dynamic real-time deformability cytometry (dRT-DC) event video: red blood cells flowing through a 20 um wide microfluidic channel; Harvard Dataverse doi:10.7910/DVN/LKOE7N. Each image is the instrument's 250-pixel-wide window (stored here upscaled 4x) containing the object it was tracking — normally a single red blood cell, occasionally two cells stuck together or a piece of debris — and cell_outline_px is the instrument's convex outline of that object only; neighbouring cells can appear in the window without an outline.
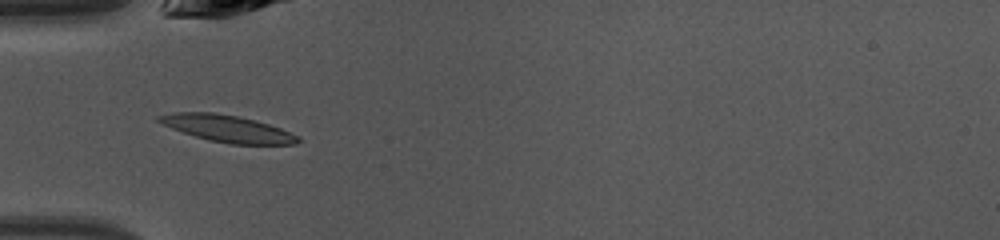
{"species": "common noctule bat (a hibernating species)", "species_latin": "Nyctalus noctula", "temperature_condition": "warm", "stored_images_in_passage": 9, "camera_frame_rate_fps": 3000, "um_per_image_px": 0.085, "animal": {"sex": "female", "body_mass_g": 10.0, "forearm_length_mm": 53.1}, "frame": {"image": 1, "passage_image": 2, "time_ms": 0.333, "image_size_px": [1000, 240], "cell_outline_px": [[300, 140], [296, 144], [228, 144], [208, 140], [172, 128], [156, 120], [156, 116], [172, 112], [212, 112], [236, 116], [256, 120], [280, 128], [300, 136]], "centroid_in_image_um": [19.34, 10.92], "position_along_channel_um": 65.7, "area_um2": 21.62}}